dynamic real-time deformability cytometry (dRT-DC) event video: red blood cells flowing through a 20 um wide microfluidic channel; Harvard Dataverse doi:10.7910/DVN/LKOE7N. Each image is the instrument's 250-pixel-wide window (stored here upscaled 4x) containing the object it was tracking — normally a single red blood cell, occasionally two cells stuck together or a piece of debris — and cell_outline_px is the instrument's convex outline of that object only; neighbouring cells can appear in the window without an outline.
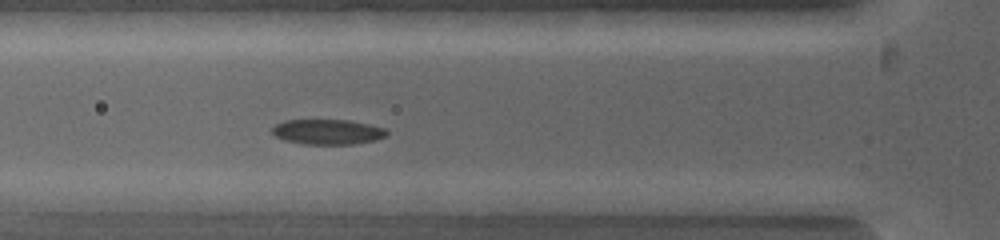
{"species": "common noctule bat (a hibernating species)", "species_latin": "Nyctalus noctula", "temperature_condition": "warm", "stored_images_in_passage": 4, "camera_frame_rate_fps": 5000, "um_per_image_px": 0.085, "animal": {"sex": "female", "body_mass_g": 19.0, "forearm_length_mm": 53.3}, "frame": {"image": 1, "passage_image": 2, "time_ms": 0.2, "image_size_px": [1000, 240], "cell_outline_px": [[388, 136], [376, 140], [352, 144], [304, 144], [288, 140], [276, 136], [272, 132], [272, 128], [276, 124], [284, 120], [348, 120], [368, 124], [384, 128], [388, 132]], "centroid_in_image_um": [27.88, 11.2], "position_along_channel_um": 97.9, "area_um2": 16.65}}